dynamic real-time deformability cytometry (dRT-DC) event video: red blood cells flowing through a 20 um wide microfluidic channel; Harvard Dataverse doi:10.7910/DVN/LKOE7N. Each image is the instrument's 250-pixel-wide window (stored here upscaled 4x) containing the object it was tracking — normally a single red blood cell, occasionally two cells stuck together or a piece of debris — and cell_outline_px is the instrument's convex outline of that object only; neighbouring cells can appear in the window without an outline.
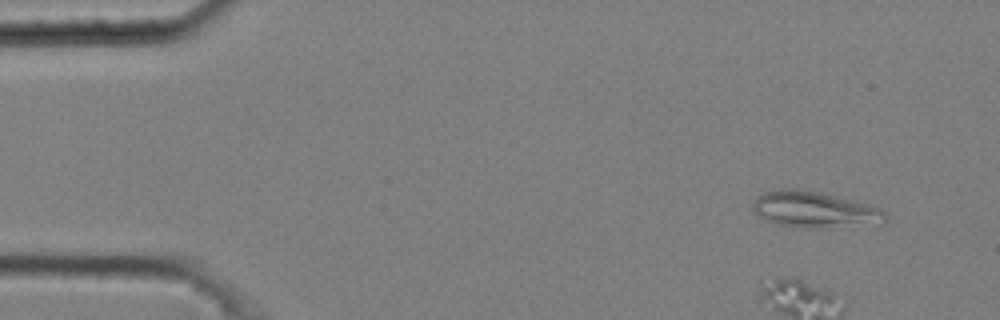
{"species": "common noctule bat (a hibernating species)", "species_latin": "Nyctalus noctula", "temperature_condition": "cold", "stored_images_in_passage": 4, "camera_frame_rate_fps": 3000, "um_per_image_px": 0.085, "animal": {"sex": "male", "body_mass_g": 20.4}, "frame": {"image": 1, "passage_image": 1, "time_ms": 0.0, "image_size_px": [1000, 320], "cell_outline_px": [[888, 220], [884, 224], [812, 228], [804, 228], [776, 224], [764, 220], [752, 208], [752, 200], [760, 192], [780, 188], [796, 188], [816, 192], [864, 204], [876, 208], [884, 212]], "centroid_in_image_um": [69.14, 17.82], "position_along_channel_um": 15.9, "area_um2": 27.8}}